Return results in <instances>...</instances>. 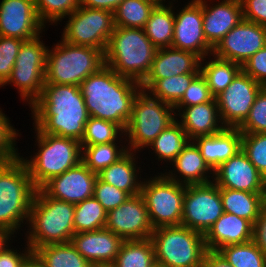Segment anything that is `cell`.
I'll list each match as a JSON object with an SVG mask.
<instances>
[{
    "label": "cell",
    "instance_id": "cell-27",
    "mask_svg": "<svg viewBox=\"0 0 266 267\" xmlns=\"http://www.w3.org/2000/svg\"><path fill=\"white\" fill-rule=\"evenodd\" d=\"M252 230L253 224L249 220L224 212L204 235L206 248L218 252L227 245L251 241Z\"/></svg>",
    "mask_w": 266,
    "mask_h": 267
},
{
    "label": "cell",
    "instance_id": "cell-41",
    "mask_svg": "<svg viewBox=\"0 0 266 267\" xmlns=\"http://www.w3.org/2000/svg\"><path fill=\"white\" fill-rule=\"evenodd\" d=\"M34 2L38 18L47 28L50 25L57 26L80 6V0H34Z\"/></svg>",
    "mask_w": 266,
    "mask_h": 267
},
{
    "label": "cell",
    "instance_id": "cell-10",
    "mask_svg": "<svg viewBox=\"0 0 266 267\" xmlns=\"http://www.w3.org/2000/svg\"><path fill=\"white\" fill-rule=\"evenodd\" d=\"M146 174L140 194L153 228L181 225L186 185L169 179L162 171Z\"/></svg>",
    "mask_w": 266,
    "mask_h": 267
},
{
    "label": "cell",
    "instance_id": "cell-56",
    "mask_svg": "<svg viewBox=\"0 0 266 267\" xmlns=\"http://www.w3.org/2000/svg\"><path fill=\"white\" fill-rule=\"evenodd\" d=\"M93 267H114L113 264H106V265H94Z\"/></svg>",
    "mask_w": 266,
    "mask_h": 267
},
{
    "label": "cell",
    "instance_id": "cell-8",
    "mask_svg": "<svg viewBox=\"0 0 266 267\" xmlns=\"http://www.w3.org/2000/svg\"><path fill=\"white\" fill-rule=\"evenodd\" d=\"M150 240L163 267H202L208 251L204 235L183 225L156 228Z\"/></svg>",
    "mask_w": 266,
    "mask_h": 267
},
{
    "label": "cell",
    "instance_id": "cell-32",
    "mask_svg": "<svg viewBox=\"0 0 266 267\" xmlns=\"http://www.w3.org/2000/svg\"><path fill=\"white\" fill-rule=\"evenodd\" d=\"M223 211L245 218L254 224L266 202L265 193L220 188Z\"/></svg>",
    "mask_w": 266,
    "mask_h": 267
},
{
    "label": "cell",
    "instance_id": "cell-13",
    "mask_svg": "<svg viewBox=\"0 0 266 267\" xmlns=\"http://www.w3.org/2000/svg\"><path fill=\"white\" fill-rule=\"evenodd\" d=\"M223 213L220 188L213 181L186 185L181 225L205 235Z\"/></svg>",
    "mask_w": 266,
    "mask_h": 267
},
{
    "label": "cell",
    "instance_id": "cell-19",
    "mask_svg": "<svg viewBox=\"0 0 266 267\" xmlns=\"http://www.w3.org/2000/svg\"><path fill=\"white\" fill-rule=\"evenodd\" d=\"M97 174L82 161L47 181L40 189L51 198L73 204L93 197Z\"/></svg>",
    "mask_w": 266,
    "mask_h": 267
},
{
    "label": "cell",
    "instance_id": "cell-23",
    "mask_svg": "<svg viewBox=\"0 0 266 267\" xmlns=\"http://www.w3.org/2000/svg\"><path fill=\"white\" fill-rule=\"evenodd\" d=\"M124 240L106 228L75 233L71 243L93 266L113 264Z\"/></svg>",
    "mask_w": 266,
    "mask_h": 267
},
{
    "label": "cell",
    "instance_id": "cell-35",
    "mask_svg": "<svg viewBox=\"0 0 266 267\" xmlns=\"http://www.w3.org/2000/svg\"><path fill=\"white\" fill-rule=\"evenodd\" d=\"M155 262L154 247L150 238L124 240L113 266L150 267Z\"/></svg>",
    "mask_w": 266,
    "mask_h": 267
},
{
    "label": "cell",
    "instance_id": "cell-11",
    "mask_svg": "<svg viewBox=\"0 0 266 267\" xmlns=\"http://www.w3.org/2000/svg\"><path fill=\"white\" fill-rule=\"evenodd\" d=\"M41 37L24 41L20 47L11 76L0 87L14 86L18 89L20 100L30 107L41 95L45 84L47 62L46 46Z\"/></svg>",
    "mask_w": 266,
    "mask_h": 267
},
{
    "label": "cell",
    "instance_id": "cell-42",
    "mask_svg": "<svg viewBox=\"0 0 266 267\" xmlns=\"http://www.w3.org/2000/svg\"><path fill=\"white\" fill-rule=\"evenodd\" d=\"M0 108V164L19 156L17 146L21 132L12 125L10 118Z\"/></svg>",
    "mask_w": 266,
    "mask_h": 267
},
{
    "label": "cell",
    "instance_id": "cell-54",
    "mask_svg": "<svg viewBox=\"0 0 266 267\" xmlns=\"http://www.w3.org/2000/svg\"><path fill=\"white\" fill-rule=\"evenodd\" d=\"M15 237L17 238V236L10 230L0 228V251L8 246L13 240L15 241Z\"/></svg>",
    "mask_w": 266,
    "mask_h": 267
},
{
    "label": "cell",
    "instance_id": "cell-57",
    "mask_svg": "<svg viewBox=\"0 0 266 267\" xmlns=\"http://www.w3.org/2000/svg\"><path fill=\"white\" fill-rule=\"evenodd\" d=\"M150 267H163L160 263L155 262L154 264H152Z\"/></svg>",
    "mask_w": 266,
    "mask_h": 267
},
{
    "label": "cell",
    "instance_id": "cell-12",
    "mask_svg": "<svg viewBox=\"0 0 266 267\" xmlns=\"http://www.w3.org/2000/svg\"><path fill=\"white\" fill-rule=\"evenodd\" d=\"M68 18V20H67ZM60 38L69 44L89 46L104 53L115 29L114 13L79 6L65 17Z\"/></svg>",
    "mask_w": 266,
    "mask_h": 267
},
{
    "label": "cell",
    "instance_id": "cell-16",
    "mask_svg": "<svg viewBox=\"0 0 266 267\" xmlns=\"http://www.w3.org/2000/svg\"><path fill=\"white\" fill-rule=\"evenodd\" d=\"M105 228L123 240L150 238L154 228L143 196H130L124 203L109 211Z\"/></svg>",
    "mask_w": 266,
    "mask_h": 267
},
{
    "label": "cell",
    "instance_id": "cell-44",
    "mask_svg": "<svg viewBox=\"0 0 266 267\" xmlns=\"http://www.w3.org/2000/svg\"><path fill=\"white\" fill-rule=\"evenodd\" d=\"M238 129L242 134L266 133V87L259 92L248 117Z\"/></svg>",
    "mask_w": 266,
    "mask_h": 267
},
{
    "label": "cell",
    "instance_id": "cell-59",
    "mask_svg": "<svg viewBox=\"0 0 266 267\" xmlns=\"http://www.w3.org/2000/svg\"><path fill=\"white\" fill-rule=\"evenodd\" d=\"M265 194H266V177H265Z\"/></svg>",
    "mask_w": 266,
    "mask_h": 267
},
{
    "label": "cell",
    "instance_id": "cell-51",
    "mask_svg": "<svg viewBox=\"0 0 266 267\" xmlns=\"http://www.w3.org/2000/svg\"><path fill=\"white\" fill-rule=\"evenodd\" d=\"M252 241L266 255V202L253 224Z\"/></svg>",
    "mask_w": 266,
    "mask_h": 267
},
{
    "label": "cell",
    "instance_id": "cell-21",
    "mask_svg": "<svg viewBox=\"0 0 266 267\" xmlns=\"http://www.w3.org/2000/svg\"><path fill=\"white\" fill-rule=\"evenodd\" d=\"M203 0L205 39L214 49L223 37L243 20L241 0Z\"/></svg>",
    "mask_w": 266,
    "mask_h": 267
},
{
    "label": "cell",
    "instance_id": "cell-33",
    "mask_svg": "<svg viewBox=\"0 0 266 267\" xmlns=\"http://www.w3.org/2000/svg\"><path fill=\"white\" fill-rule=\"evenodd\" d=\"M33 253L46 267H93L71 242L41 246Z\"/></svg>",
    "mask_w": 266,
    "mask_h": 267
},
{
    "label": "cell",
    "instance_id": "cell-29",
    "mask_svg": "<svg viewBox=\"0 0 266 267\" xmlns=\"http://www.w3.org/2000/svg\"><path fill=\"white\" fill-rule=\"evenodd\" d=\"M190 141L191 139L187 136L185 130L175 121L168 128L163 130L146 148L149 150V155H154L152 158L150 157V159H152L151 163L155 162L154 160L158 161L155 162L157 164L161 161L158 166L160 164L162 165V163H165L164 165L167 166L162 165V167L159 166V168L162 169L164 167V169H168V165L175 160L177 155L184 150Z\"/></svg>",
    "mask_w": 266,
    "mask_h": 267
},
{
    "label": "cell",
    "instance_id": "cell-25",
    "mask_svg": "<svg viewBox=\"0 0 266 267\" xmlns=\"http://www.w3.org/2000/svg\"><path fill=\"white\" fill-rule=\"evenodd\" d=\"M173 167L171 169V167ZM162 169L171 180L184 185L207 184L213 181V171L205 163L196 144L191 140L175 160ZM168 170V171H167Z\"/></svg>",
    "mask_w": 266,
    "mask_h": 267
},
{
    "label": "cell",
    "instance_id": "cell-3",
    "mask_svg": "<svg viewBox=\"0 0 266 267\" xmlns=\"http://www.w3.org/2000/svg\"><path fill=\"white\" fill-rule=\"evenodd\" d=\"M36 190L20 156L0 164V228L23 236Z\"/></svg>",
    "mask_w": 266,
    "mask_h": 267
},
{
    "label": "cell",
    "instance_id": "cell-48",
    "mask_svg": "<svg viewBox=\"0 0 266 267\" xmlns=\"http://www.w3.org/2000/svg\"><path fill=\"white\" fill-rule=\"evenodd\" d=\"M241 70L266 87V46L249 58L241 66Z\"/></svg>",
    "mask_w": 266,
    "mask_h": 267
},
{
    "label": "cell",
    "instance_id": "cell-39",
    "mask_svg": "<svg viewBox=\"0 0 266 267\" xmlns=\"http://www.w3.org/2000/svg\"><path fill=\"white\" fill-rule=\"evenodd\" d=\"M125 131L111 121L89 117L85 125V132L81 146H91L103 143L126 142Z\"/></svg>",
    "mask_w": 266,
    "mask_h": 267
},
{
    "label": "cell",
    "instance_id": "cell-55",
    "mask_svg": "<svg viewBox=\"0 0 266 267\" xmlns=\"http://www.w3.org/2000/svg\"><path fill=\"white\" fill-rule=\"evenodd\" d=\"M22 267H46V266L34 253H32L23 263Z\"/></svg>",
    "mask_w": 266,
    "mask_h": 267
},
{
    "label": "cell",
    "instance_id": "cell-47",
    "mask_svg": "<svg viewBox=\"0 0 266 267\" xmlns=\"http://www.w3.org/2000/svg\"><path fill=\"white\" fill-rule=\"evenodd\" d=\"M212 96L204 76L199 73L191 82L180 101L174 107H189L210 102Z\"/></svg>",
    "mask_w": 266,
    "mask_h": 267
},
{
    "label": "cell",
    "instance_id": "cell-49",
    "mask_svg": "<svg viewBox=\"0 0 266 267\" xmlns=\"http://www.w3.org/2000/svg\"><path fill=\"white\" fill-rule=\"evenodd\" d=\"M12 243L14 242L12 241L8 246L0 251V267H22L26 259L33 253L26 241L22 243L25 244L22 248L17 245L19 250L16 246L14 247Z\"/></svg>",
    "mask_w": 266,
    "mask_h": 267
},
{
    "label": "cell",
    "instance_id": "cell-45",
    "mask_svg": "<svg viewBox=\"0 0 266 267\" xmlns=\"http://www.w3.org/2000/svg\"><path fill=\"white\" fill-rule=\"evenodd\" d=\"M23 42L20 38L0 36V87L11 76Z\"/></svg>",
    "mask_w": 266,
    "mask_h": 267
},
{
    "label": "cell",
    "instance_id": "cell-18",
    "mask_svg": "<svg viewBox=\"0 0 266 267\" xmlns=\"http://www.w3.org/2000/svg\"><path fill=\"white\" fill-rule=\"evenodd\" d=\"M47 31L39 20L34 0L0 1V36L34 39Z\"/></svg>",
    "mask_w": 266,
    "mask_h": 267
},
{
    "label": "cell",
    "instance_id": "cell-52",
    "mask_svg": "<svg viewBox=\"0 0 266 267\" xmlns=\"http://www.w3.org/2000/svg\"><path fill=\"white\" fill-rule=\"evenodd\" d=\"M124 0H80V6L108 10L112 13Z\"/></svg>",
    "mask_w": 266,
    "mask_h": 267
},
{
    "label": "cell",
    "instance_id": "cell-34",
    "mask_svg": "<svg viewBox=\"0 0 266 267\" xmlns=\"http://www.w3.org/2000/svg\"><path fill=\"white\" fill-rule=\"evenodd\" d=\"M128 152L127 142L82 146V162L94 173L117 162Z\"/></svg>",
    "mask_w": 266,
    "mask_h": 267
},
{
    "label": "cell",
    "instance_id": "cell-22",
    "mask_svg": "<svg viewBox=\"0 0 266 267\" xmlns=\"http://www.w3.org/2000/svg\"><path fill=\"white\" fill-rule=\"evenodd\" d=\"M200 63L201 58L195 53L173 47L159 48L151 69L140 86L146 91L156 80L185 73H200Z\"/></svg>",
    "mask_w": 266,
    "mask_h": 267
},
{
    "label": "cell",
    "instance_id": "cell-40",
    "mask_svg": "<svg viewBox=\"0 0 266 267\" xmlns=\"http://www.w3.org/2000/svg\"><path fill=\"white\" fill-rule=\"evenodd\" d=\"M233 267H266V255L251 240L218 251Z\"/></svg>",
    "mask_w": 266,
    "mask_h": 267
},
{
    "label": "cell",
    "instance_id": "cell-53",
    "mask_svg": "<svg viewBox=\"0 0 266 267\" xmlns=\"http://www.w3.org/2000/svg\"><path fill=\"white\" fill-rule=\"evenodd\" d=\"M202 267H233L219 252L207 251Z\"/></svg>",
    "mask_w": 266,
    "mask_h": 267
},
{
    "label": "cell",
    "instance_id": "cell-50",
    "mask_svg": "<svg viewBox=\"0 0 266 267\" xmlns=\"http://www.w3.org/2000/svg\"><path fill=\"white\" fill-rule=\"evenodd\" d=\"M243 19L266 27V0H241Z\"/></svg>",
    "mask_w": 266,
    "mask_h": 267
},
{
    "label": "cell",
    "instance_id": "cell-9",
    "mask_svg": "<svg viewBox=\"0 0 266 267\" xmlns=\"http://www.w3.org/2000/svg\"><path fill=\"white\" fill-rule=\"evenodd\" d=\"M176 121L174 107L141 90L135 97L125 129L128 151L142 153L160 133Z\"/></svg>",
    "mask_w": 266,
    "mask_h": 267
},
{
    "label": "cell",
    "instance_id": "cell-17",
    "mask_svg": "<svg viewBox=\"0 0 266 267\" xmlns=\"http://www.w3.org/2000/svg\"><path fill=\"white\" fill-rule=\"evenodd\" d=\"M266 46V27L242 20L213 49V54L241 66Z\"/></svg>",
    "mask_w": 266,
    "mask_h": 267
},
{
    "label": "cell",
    "instance_id": "cell-7",
    "mask_svg": "<svg viewBox=\"0 0 266 267\" xmlns=\"http://www.w3.org/2000/svg\"><path fill=\"white\" fill-rule=\"evenodd\" d=\"M104 65L102 50L69 44L60 38L47 52L45 84L80 86Z\"/></svg>",
    "mask_w": 266,
    "mask_h": 267
},
{
    "label": "cell",
    "instance_id": "cell-58",
    "mask_svg": "<svg viewBox=\"0 0 266 267\" xmlns=\"http://www.w3.org/2000/svg\"><path fill=\"white\" fill-rule=\"evenodd\" d=\"M156 2L158 3H165V2H168V0H155Z\"/></svg>",
    "mask_w": 266,
    "mask_h": 267
},
{
    "label": "cell",
    "instance_id": "cell-46",
    "mask_svg": "<svg viewBox=\"0 0 266 267\" xmlns=\"http://www.w3.org/2000/svg\"><path fill=\"white\" fill-rule=\"evenodd\" d=\"M93 197L103 206L104 210L109 211L117 208L124 203L130 195L116 188L115 186L101 181L98 177L94 184Z\"/></svg>",
    "mask_w": 266,
    "mask_h": 267
},
{
    "label": "cell",
    "instance_id": "cell-14",
    "mask_svg": "<svg viewBox=\"0 0 266 267\" xmlns=\"http://www.w3.org/2000/svg\"><path fill=\"white\" fill-rule=\"evenodd\" d=\"M176 9L174 0V29L171 47L197 54L201 59L213 53L205 39L203 24V0H187ZM176 9V10H175Z\"/></svg>",
    "mask_w": 266,
    "mask_h": 267
},
{
    "label": "cell",
    "instance_id": "cell-2",
    "mask_svg": "<svg viewBox=\"0 0 266 267\" xmlns=\"http://www.w3.org/2000/svg\"><path fill=\"white\" fill-rule=\"evenodd\" d=\"M86 109L91 117L118 124L124 131L131 118L140 83L118 75L104 65L80 85Z\"/></svg>",
    "mask_w": 266,
    "mask_h": 267
},
{
    "label": "cell",
    "instance_id": "cell-30",
    "mask_svg": "<svg viewBox=\"0 0 266 267\" xmlns=\"http://www.w3.org/2000/svg\"><path fill=\"white\" fill-rule=\"evenodd\" d=\"M174 29V0L158 3L152 10L143 30L157 48L171 47Z\"/></svg>",
    "mask_w": 266,
    "mask_h": 267
},
{
    "label": "cell",
    "instance_id": "cell-20",
    "mask_svg": "<svg viewBox=\"0 0 266 267\" xmlns=\"http://www.w3.org/2000/svg\"><path fill=\"white\" fill-rule=\"evenodd\" d=\"M213 182L219 188L265 193V177L242 150L213 171Z\"/></svg>",
    "mask_w": 266,
    "mask_h": 267
},
{
    "label": "cell",
    "instance_id": "cell-28",
    "mask_svg": "<svg viewBox=\"0 0 266 267\" xmlns=\"http://www.w3.org/2000/svg\"><path fill=\"white\" fill-rule=\"evenodd\" d=\"M138 153L139 152L128 151L117 162L101 170L97 174V177L101 181L127 192L130 196L140 194L145 175L142 176L141 174L143 172L141 167H144L142 164L144 162L140 160L141 157L139 156L141 155ZM138 159L141 162H139Z\"/></svg>",
    "mask_w": 266,
    "mask_h": 267
},
{
    "label": "cell",
    "instance_id": "cell-38",
    "mask_svg": "<svg viewBox=\"0 0 266 267\" xmlns=\"http://www.w3.org/2000/svg\"><path fill=\"white\" fill-rule=\"evenodd\" d=\"M199 73H185L171 78L156 80L146 92L153 98L175 106Z\"/></svg>",
    "mask_w": 266,
    "mask_h": 267
},
{
    "label": "cell",
    "instance_id": "cell-6",
    "mask_svg": "<svg viewBox=\"0 0 266 267\" xmlns=\"http://www.w3.org/2000/svg\"><path fill=\"white\" fill-rule=\"evenodd\" d=\"M157 48L141 28L115 26L105 55V65L118 75L141 83L148 75Z\"/></svg>",
    "mask_w": 266,
    "mask_h": 267
},
{
    "label": "cell",
    "instance_id": "cell-26",
    "mask_svg": "<svg viewBox=\"0 0 266 267\" xmlns=\"http://www.w3.org/2000/svg\"><path fill=\"white\" fill-rule=\"evenodd\" d=\"M192 141L212 171L242 150V133L238 128L225 127L219 133L199 136Z\"/></svg>",
    "mask_w": 266,
    "mask_h": 267
},
{
    "label": "cell",
    "instance_id": "cell-36",
    "mask_svg": "<svg viewBox=\"0 0 266 267\" xmlns=\"http://www.w3.org/2000/svg\"><path fill=\"white\" fill-rule=\"evenodd\" d=\"M157 4L155 0H124L114 11L115 26L143 29Z\"/></svg>",
    "mask_w": 266,
    "mask_h": 267
},
{
    "label": "cell",
    "instance_id": "cell-24",
    "mask_svg": "<svg viewBox=\"0 0 266 267\" xmlns=\"http://www.w3.org/2000/svg\"><path fill=\"white\" fill-rule=\"evenodd\" d=\"M174 110L176 121L191 140L219 133L225 128L220 119L216 98L203 104L174 107Z\"/></svg>",
    "mask_w": 266,
    "mask_h": 267
},
{
    "label": "cell",
    "instance_id": "cell-5",
    "mask_svg": "<svg viewBox=\"0 0 266 267\" xmlns=\"http://www.w3.org/2000/svg\"><path fill=\"white\" fill-rule=\"evenodd\" d=\"M32 130L36 133L33 135L36 138L35 149L31 150L33 154L26 158L21 153L19 156L26 164L34 186L40 189L47 181L82 161V146L72 138L40 133L36 128Z\"/></svg>",
    "mask_w": 266,
    "mask_h": 267
},
{
    "label": "cell",
    "instance_id": "cell-37",
    "mask_svg": "<svg viewBox=\"0 0 266 267\" xmlns=\"http://www.w3.org/2000/svg\"><path fill=\"white\" fill-rule=\"evenodd\" d=\"M107 223V212L94 197L75 204L74 232H90L104 229Z\"/></svg>",
    "mask_w": 266,
    "mask_h": 267
},
{
    "label": "cell",
    "instance_id": "cell-31",
    "mask_svg": "<svg viewBox=\"0 0 266 267\" xmlns=\"http://www.w3.org/2000/svg\"><path fill=\"white\" fill-rule=\"evenodd\" d=\"M241 71V65L216 57L213 53L201 59L200 73L214 98L220 95Z\"/></svg>",
    "mask_w": 266,
    "mask_h": 267
},
{
    "label": "cell",
    "instance_id": "cell-4",
    "mask_svg": "<svg viewBox=\"0 0 266 267\" xmlns=\"http://www.w3.org/2000/svg\"><path fill=\"white\" fill-rule=\"evenodd\" d=\"M75 204L48 197L37 189L23 239L32 251L41 246L71 242Z\"/></svg>",
    "mask_w": 266,
    "mask_h": 267
},
{
    "label": "cell",
    "instance_id": "cell-1",
    "mask_svg": "<svg viewBox=\"0 0 266 267\" xmlns=\"http://www.w3.org/2000/svg\"><path fill=\"white\" fill-rule=\"evenodd\" d=\"M29 108L32 126L40 133L82 140L90 115L80 86L44 84Z\"/></svg>",
    "mask_w": 266,
    "mask_h": 267
},
{
    "label": "cell",
    "instance_id": "cell-43",
    "mask_svg": "<svg viewBox=\"0 0 266 267\" xmlns=\"http://www.w3.org/2000/svg\"><path fill=\"white\" fill-rule=\"evenodd\" d=\"M242 151L256 169L266 177V133L242 134Z\"/></svg>",
    "mask_w": 266,
    "mask_h": 267
},
{
    "label": "cell",
    "instance_id": "cell-15",
    "mask_svg": "<svg viewBox=\"0 0 266 267\" xmlns=\"http://www.w3.org/2000/svg\"><path fill=\"white\" fill-rule=\"evenodd\" d=\"M263 88V85L241 70L232 83L216 97L222 124L225 127L238 128L248 117Z\"/></svg>",
    "mask_w": 266,
    "mask_h": 267
}]
</instances>
